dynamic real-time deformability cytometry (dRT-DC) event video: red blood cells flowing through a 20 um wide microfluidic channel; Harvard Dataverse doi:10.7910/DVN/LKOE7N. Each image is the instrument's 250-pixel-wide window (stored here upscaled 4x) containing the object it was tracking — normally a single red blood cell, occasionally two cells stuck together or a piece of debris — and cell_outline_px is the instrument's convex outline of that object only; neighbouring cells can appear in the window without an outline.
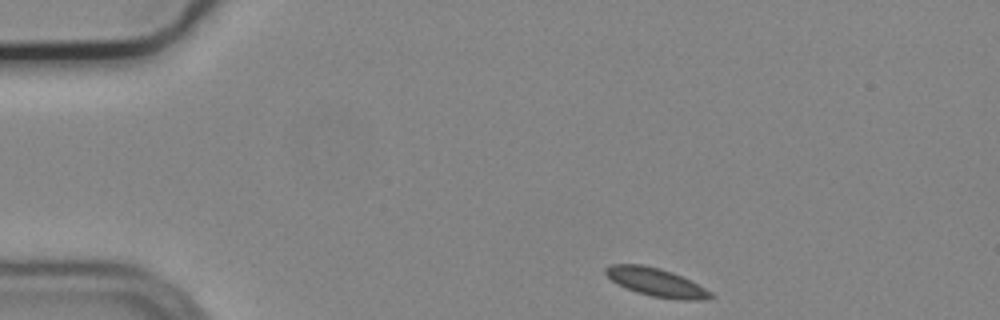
{"species": "common noctule bat (a hibernating species)", "species_latin": "Nyctalus noctula", "temperature_condition": "cold", "stored_images_in_passage": 48, "camera_frame_rate_fps": 3000, "um_per_image_px": 0.085, "animal": {"sex": "male", "body_mass_g": 19.2, "forearm_length_mm": 51.8}, "frame": {"image": 1, "passage_image": 1, "time_ms": 0.0, "image_size_px": [1000, 320], "cell_outline_px": [[712, 296], [704, 300], [680, 300], [652, 296], [636, 292], [612, 280], [604, 272], [604, 268], [612, 264], [644, 264], [660, 268], [672, 272], [712, 292]], "centroid_in_image_um": [55.76, 23.98], "position_along_channel_um": 29.2, "area_um2": 16.99}}
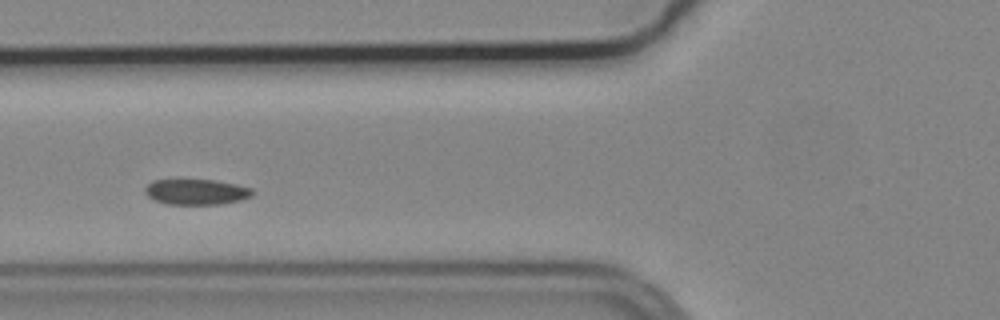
{"frame": {"image": 2, "passage_image": 13, "time_ms": 4.0, "image_size_px": [1000, 320], "cell_outline_px": [[256, 192], [252, 196], [240, 200], [220, 204], [168, 204], [156, 200], [148, 196], [144, 192], [144, 188], [152, 180], [216, 180], [236, 184], [252, 188]], "centroid_in_image_um": [16.72, 16.3], "position_along_channel_um": 109.1, "area_um2": 16.01}}
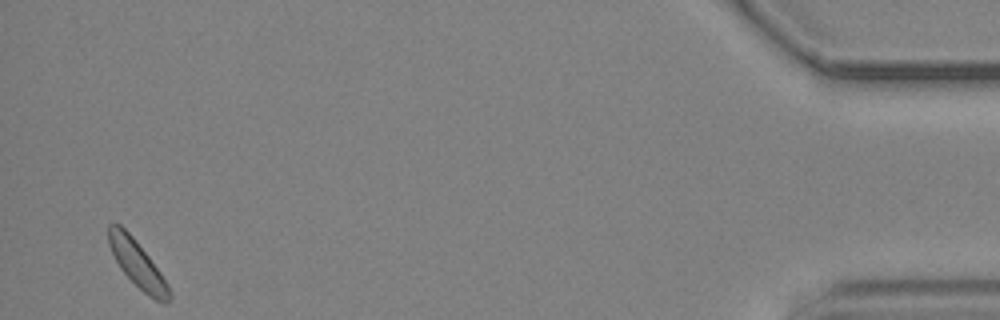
{"frame": {"image": 3, "passage_image": 46, "time_ms": 15.0, "image_size_px": [1000, 320], "cell_outline_px": [[172, 300], [168, 304], [164, 304], [148, 296], [120, 268], [108, 244], [108, 224], [120, 224], [132, 236], [148, 256], [160, 272], [168, 284], [172, 292]], "centroid_in_image_um": [11.72, 22.48], "position_along_channel_um": 423.5, "area_um2": 16.36}}